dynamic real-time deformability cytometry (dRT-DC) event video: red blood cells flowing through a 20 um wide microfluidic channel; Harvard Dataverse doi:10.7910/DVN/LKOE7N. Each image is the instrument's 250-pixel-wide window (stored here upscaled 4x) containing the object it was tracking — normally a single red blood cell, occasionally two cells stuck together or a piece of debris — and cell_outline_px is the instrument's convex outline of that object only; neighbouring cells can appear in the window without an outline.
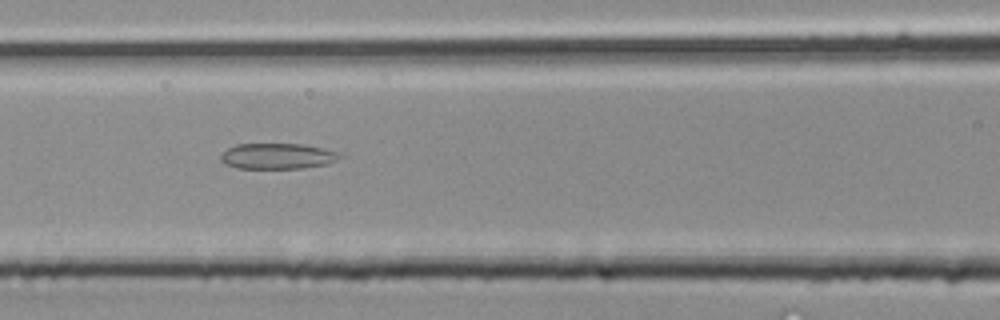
{"species": "common noctule bat (a hibernating species)", "species_latin": "Nyctalus noctula", "temperature_condition": "room temperature", "stored_images_in_passage": 34, "camera_frame_rate_fps": 3000, "um_per_image_px": 0.085, "animal": {"sex": "male", "body_mass_g": 20.4}, "frame": {"image": 1, "passage_image": 15, "time_ms": 4.667, "image_size_px": [1000, 320], "cell_outline_px": [[344, 156], [328, 164], [304, 168], [236, 168], [224, 164], [220, 160], [220, 156], [228, 148], [236, 144], [304, 144], [344, 152]], "centroid_in_image_um": [23.65, 13.27], "position_along_channel_um": 142.9, "area_um2": 18.15}}
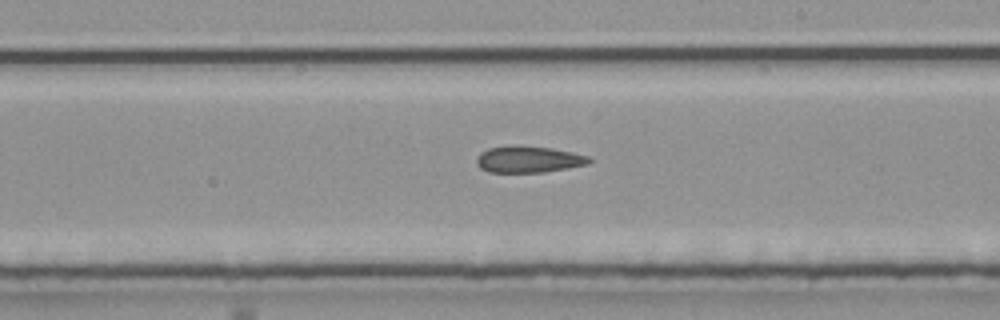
{"frame": {"image": 2, "passage_image": 20, "time_ms": 6.333, "image_size_px": [1000, 320], "cell_outline_px": [[592, 160], [588, 164], [568, 168], [544, 172], [488, 172], [480, 168], [476, 164], [476, 156], [480, 152], [488, 148], [552, 148], [572, 152], [588, 156]], "centroid_in_image_um": [44.93, 13.59], "position_along_channel_um": 244.1, "area_um2": 16.76}}
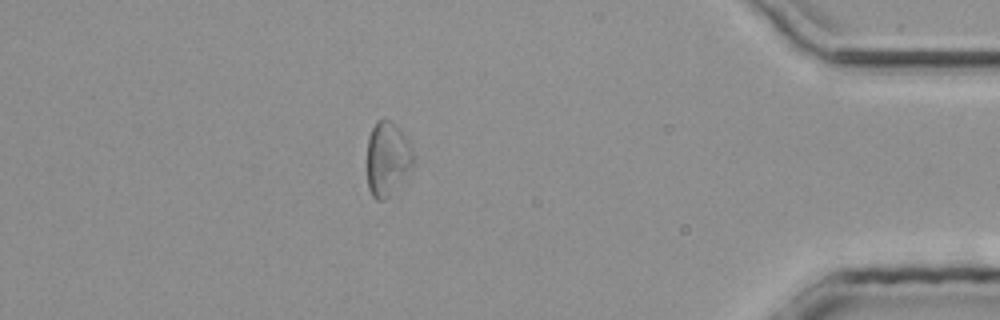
{"frame": {"image": 3, "passage_image": 30, "time_ms": 9.667, "image_size_px": [1000, 320], "cell_outline_px": [[416, 160], [388, 196], [384, 200], [376, 200], [372, 196], [368, 188], [368, 136], [376, 120], [388, 120], [404, 136], [412, 148], [416, 156]], "centroid_in_image_um": [32.91, 13.49], "position_along_channel_um": 402.3, "area_um2": 19.36}}